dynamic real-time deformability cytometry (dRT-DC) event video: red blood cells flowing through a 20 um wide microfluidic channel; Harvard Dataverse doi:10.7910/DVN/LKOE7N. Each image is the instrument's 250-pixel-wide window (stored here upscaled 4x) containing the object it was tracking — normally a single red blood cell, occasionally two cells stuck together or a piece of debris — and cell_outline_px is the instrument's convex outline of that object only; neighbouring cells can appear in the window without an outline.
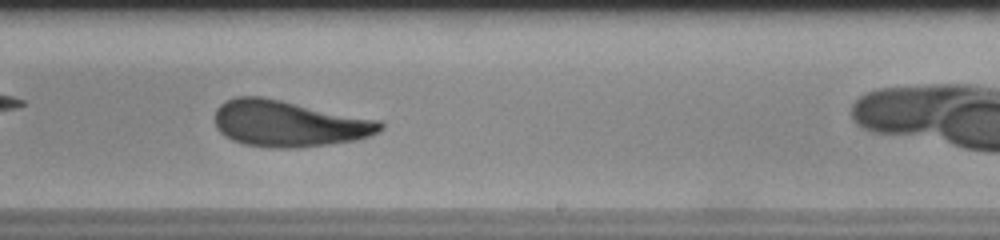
{"species": "human", "species_latin": "Homo sapiens", "temperature_condition": "room temperature", "stored_images_in_passage": 38, "camera_frame_rate_fps": 3000, "um_per_image_px": 0.085, "donor": {"sex": "male"}, "frame": {"image": 1, "passage_image": 17, "time_ms": 5.333, "image_size_px": [1000, 240], "cell_outline_px": [[384, 128], [368, 136], [356, 140], [300, 148], [268, 148], [244, 144], [232, 140], [224, 136], [216, 128], [216, 108], [220, 104], [236, 96], [260, 96], [380, 120], [384, 124]], "centroid_in_image_um": [24.52, 10.51], "position_along_channel_um": 264.5, "area_um2": 44.51}, "authors_computed_cell_mechanics": {"area_um2": 44.1881, "velocity_mm_per_s": 3.7162, "shape_relaxation_time_tau1_ms": 7.3067, "shape_relaxation_time_tau2_ms": 1.5525, "deformation_change_tau1": 0.2269, "deformation_change_tau2": 0.0885}}